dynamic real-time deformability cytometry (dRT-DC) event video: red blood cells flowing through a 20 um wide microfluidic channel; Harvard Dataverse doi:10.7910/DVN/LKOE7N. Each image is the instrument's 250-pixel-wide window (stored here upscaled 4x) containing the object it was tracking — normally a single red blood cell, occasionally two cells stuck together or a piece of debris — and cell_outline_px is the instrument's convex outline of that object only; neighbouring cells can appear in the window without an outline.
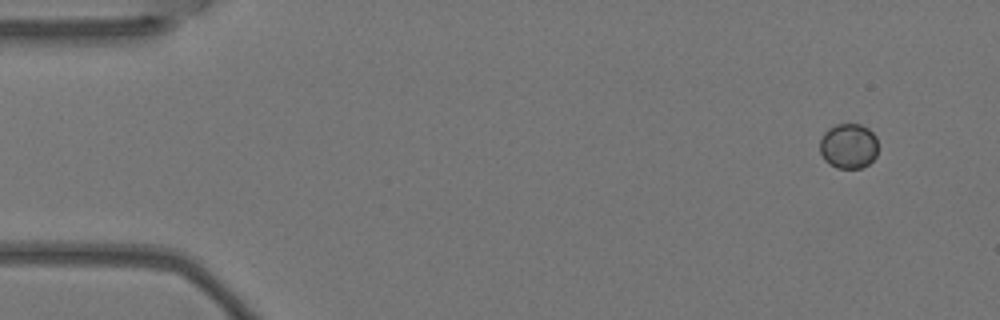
{"species": "Egyptian fruit bat (a non-hibernating species)", "species_latin": "Rousettus aegyptiacus", "temperature_condition": "warm", "stored_images_in_passage": 5, "camera_frame_rate_fps": 3000, "um_per_image_px": 0.085, "animal": {"sex": "female"}, "frame": {"image": 1, "passage_image": 1, "time_ms": 0.0, "image_size_px": [1000, 320], "cell_outline_px": [[876, 156], [868, 164], [860, 168], [836, 168], [824, 160], [820, 152], [820, 140], [824, 132], [828, 128], [836, 124], [860, 124], [868, 128], [876, 136]], "centroid_in_image_um": [72.1, 12.4], "position_along_channel_um": 12.9, "area_um2": 15.32}}
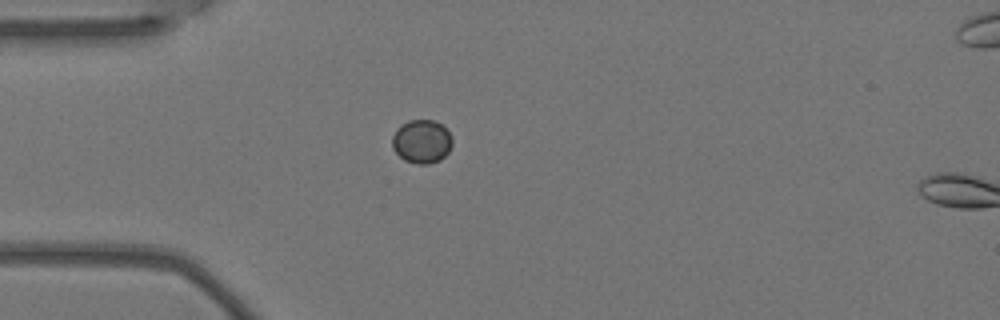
{"frame": {"image": 2, "passage_image": 4, "time_ms": 1.0, "image_size_px": [1000, 320], "cell_outline_px": [[452, 144], [448, 152], [440, 160], [428, 164], [416, 164], [404, 160], [392, 148], [392, 136], [396, 128], [400, 124], [408, 120], [432, 120], [440, 124], [452, 136]], "centroid_in_image_um": [35.82, 12.02], "position_along_channel_um": 49.2, "area_um2": 15.32}}